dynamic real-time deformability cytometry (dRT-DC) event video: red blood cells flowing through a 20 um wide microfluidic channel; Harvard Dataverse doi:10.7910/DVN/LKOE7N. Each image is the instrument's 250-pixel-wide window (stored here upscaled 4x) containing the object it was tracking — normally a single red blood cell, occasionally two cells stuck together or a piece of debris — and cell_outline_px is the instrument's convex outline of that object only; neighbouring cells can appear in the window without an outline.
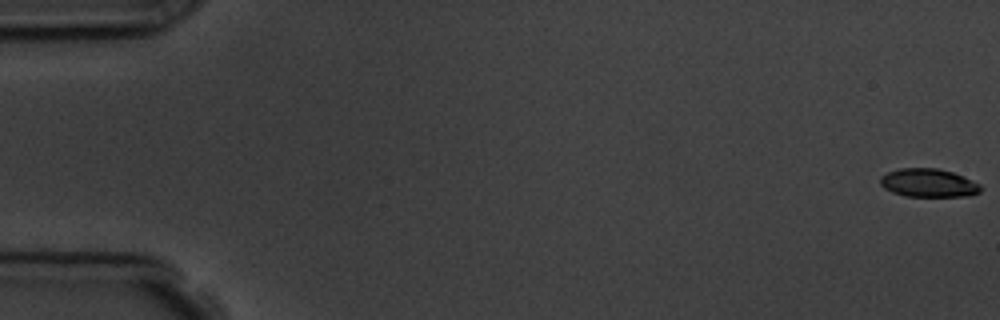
{"species": "common noctule bat (a hibernating species)", "species_latin": "Nyctalus noctula", "temperature_condition": "room temperature", "stored_images_in_passage": 7, "camera_frame_rate_fps": 3000, "um_per_image_px": 0.085, "animal": {"sex": "male", "body_mass_g": 19.5, "forearm_length_mm": 54.6}, "frame": {"image": 1, "passage_image": 1, "time_ms": 0.0, "image_size_px": [1000, 320], "cell_outline_px": [[984, 188], [980, 192], [968, 196], [904, 196], [892, 192], [884, 188], [880, 184], [880, 176], [888, 172], [900, 168], [936, 168], [952, 172], [964, 176], [980, 184]], "centroid_in_image_um": [78.93, 15.55], "position_along_channel_um": 6.1, "area_um2": 16.7}}
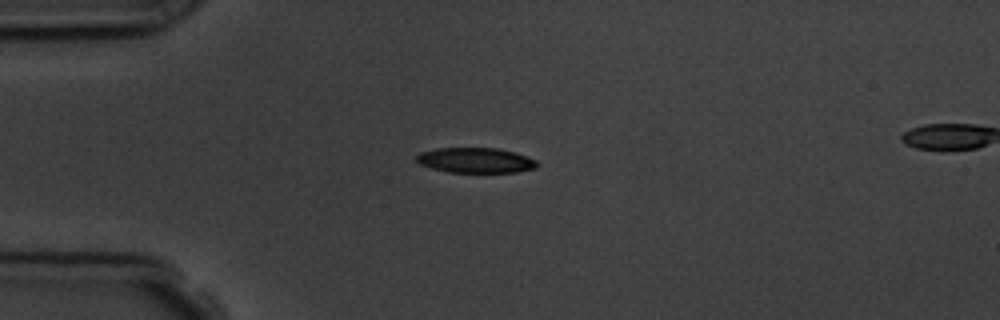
{"frame": {"image": 2, "passage_image": 5, "time_ms": 4.667, "image_size_px": [1000, 320], "cell_outline_px": [[540, 164], [536, 168], [516, 172], [448, 172], [432, 168], [420, 164], [416, 160], [416, 156], [420, 152], [436, 148], [500, 148], [516, 152], [536, 160]], "centroid_in_image_um": [40.45, 13.62], "position_along_channel_um": 44.6, "area_um2": 17.8}}